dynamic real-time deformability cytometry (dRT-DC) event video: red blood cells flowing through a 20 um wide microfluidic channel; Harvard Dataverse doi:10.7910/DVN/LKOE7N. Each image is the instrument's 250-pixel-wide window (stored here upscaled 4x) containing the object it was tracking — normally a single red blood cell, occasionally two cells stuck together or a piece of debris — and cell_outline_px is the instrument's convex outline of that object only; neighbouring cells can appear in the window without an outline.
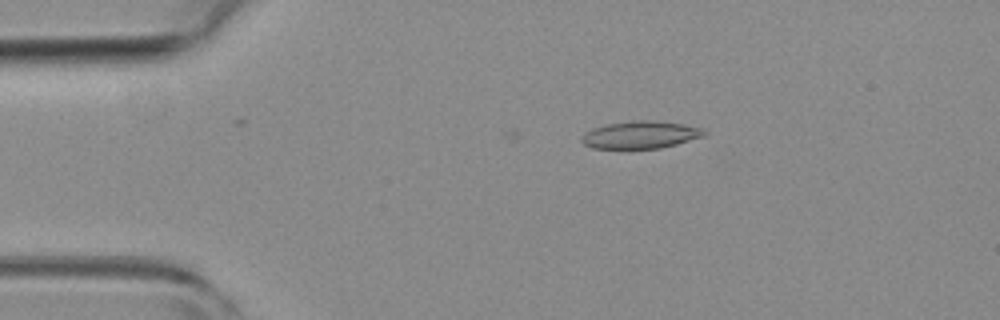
{"species": "common noctule bat (a hibernating species)", "species_latin": "Nyctalus noctula", "temperature_condition": "room temperature", "stored_images_in_passage": 4, "camera_frame_rate_fps": 3000, "um_per_image_px": 0.085, "animal": {"sex": "female", "body_mass_g": 19.3, "forearm_length_mm": 54.1}, "frame": {"image": 1, "passage_image": 1, "time_ms": 0.0, "image_size_px": [1000, 320], "cell_outline_px": [[708, 132], [704, 136], [676, 144], [660, 148], [592, 148], [584, 144], [580, 140], [580, 136], [584, 132], [592, 128], [604, 124], [632, 120], [652, 120], [684, 124], [704, 128]], "centroid_in_image_um": [54.42, 11.44], "position_along_channel_um": 30.6, "area_um2": 19.83}}